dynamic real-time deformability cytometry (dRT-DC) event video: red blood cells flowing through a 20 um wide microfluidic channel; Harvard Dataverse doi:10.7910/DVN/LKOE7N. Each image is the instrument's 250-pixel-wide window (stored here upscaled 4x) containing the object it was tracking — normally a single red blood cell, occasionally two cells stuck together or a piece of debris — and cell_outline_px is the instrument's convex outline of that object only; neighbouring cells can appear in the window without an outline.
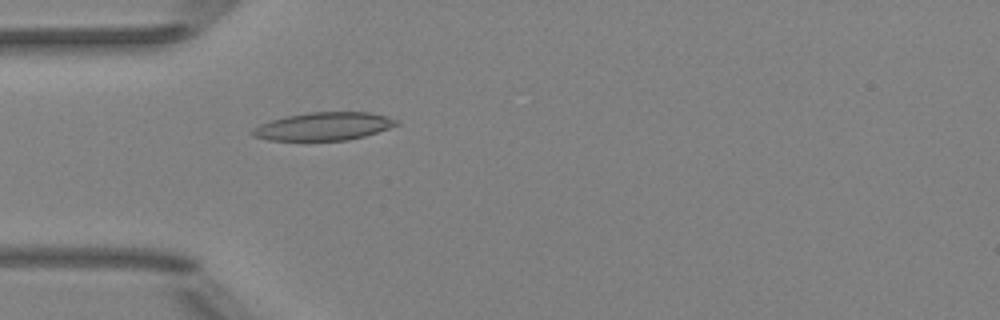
{"species": "Egyptian fruit bat (a non-hibernating species)", "species_latin": "Rousettus aegyptiacus", "temperature_condition": "room temperature", "stored_images_in_passage": 5, "camera_frame_rate_fps": 3000, "um_per_image_px": 0.085, "animal": {"sex": "female"}, "frame": {"image": 1, "passage_image": 5, "time_ms": 4.667, "image_size_px": [1000, 320], "cell_outline_px": [[400, 124], [364, 136], [348, 140], [268, 140], [252, 136], [248, 132], [252, 128], [260, 124], [284, 116], [308, 112], [372, 112], [388, 116], [400, 120]], "centroid_in_image_um": [27.5, 10.73], "position_along_channel_um": 57.5, "area_um2": 23.7}}